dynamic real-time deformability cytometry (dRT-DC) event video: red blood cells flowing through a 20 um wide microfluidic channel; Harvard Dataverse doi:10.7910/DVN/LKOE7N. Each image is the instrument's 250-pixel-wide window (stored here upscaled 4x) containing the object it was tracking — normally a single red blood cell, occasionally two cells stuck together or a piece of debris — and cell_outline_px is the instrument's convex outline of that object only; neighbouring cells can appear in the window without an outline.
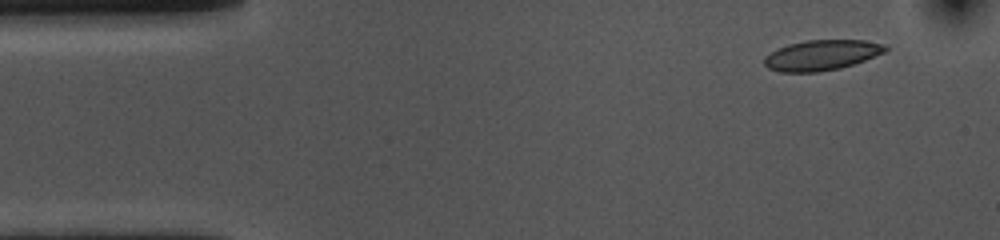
{"species": "common noctule bat (a hibernating species)", "species_latin": "Nyctalus noctula", "temperature_condition": "cold", "stored_images_in_passage": 52, "camera_frame_rate_fps": 3000, "um_per_image_px": 0.085, "animal": {"sex": "female", "body_mass_g": 10.0, "forearm_length_mm": 53.1}, "frame": {"image": 1, "passage_image": 1, "time_ms": 0.0, "image_size_px": [1000, 240], "cell_outline_px": [[888, 48], [884, 52], [864, 60], [840, 68], [816, 72], [780, 72], [768, 68], [764, 64], [764, 56], [788, 44], [808, 40], [864, 40], [888, 44]], "centroid_in_image_um": [69.85, 4.68], "position_along_channel_um": 15.2, "area_um2": 21.27}}
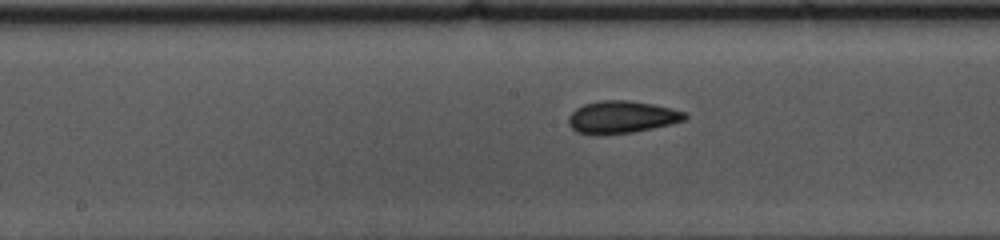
{"frame": {"image": 2, "passage_image": 23, "time_ms": 7.333, "image_size_px": [1000, 240], "cell_outline_px": [[688, 116], [684, 120], [652, 128], [632, 132], [596, 136], [576, 132], [568, 124], [568, 116], [576, 108], [584, 104], [600, 100], [628, 100], [652, 104], [672, 108], [684, 112]], "centroid_in_image_um": [52.79, 9.96], "position_along_channel_um": 195.4, "area_um2": 22.02}}
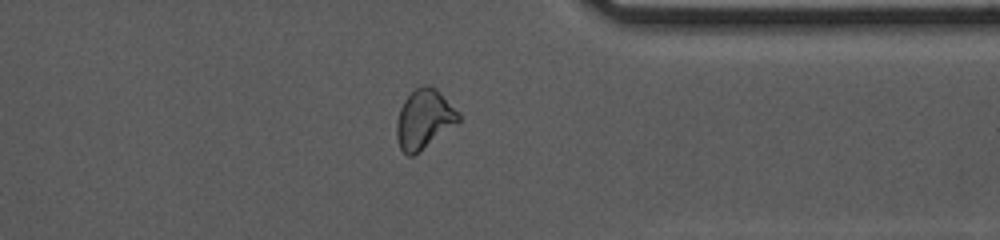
{"frame": {"image": 3, "passage_image": 39, "time_ms": 12.667, "image_size_px": [1000, 240], "cell_outline_px": [[460, 120], [456, 124], [420, 152], [412, 156], [408, 156], [400, 148], [396, 136], [396, 120], [400, 108], [404, 100], [416, 88], [424, 84], [428, 84], [436, 88], [460, 112]], "centroid_in_image_um": [36.05, 10.13], "position_along_channel_um": 375.4, "area_um2": 21.56}, "authors_computed_cell_mechanics": {"area_um2": 21.5016, "velocity_mm_per_s": 3.5417, "shape_relaxation_time_tau1_ms": 5.4008, "shape_relaxation_time_tau2_ms": 2.9928, "deformation_change_tau1": 0.1094, "deformation_change_tau2": 0.0719}}